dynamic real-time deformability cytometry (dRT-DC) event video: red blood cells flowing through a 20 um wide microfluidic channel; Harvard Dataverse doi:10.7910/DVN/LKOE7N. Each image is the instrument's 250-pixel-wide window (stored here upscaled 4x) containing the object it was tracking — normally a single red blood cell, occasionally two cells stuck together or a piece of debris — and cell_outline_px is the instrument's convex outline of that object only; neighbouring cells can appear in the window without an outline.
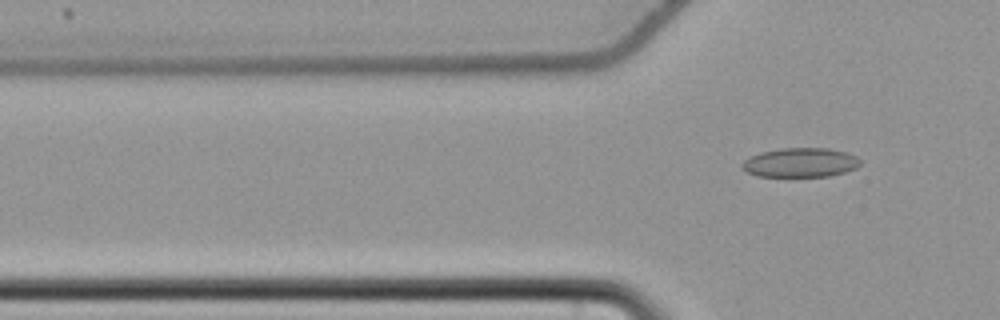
{"species": "common noctule bat (a hibernating species)", "species_latin": "Nyctalus noctula", "temperature_condition": "cold", "stored_images_in_passage": 17, "camera_frame_rate_fps": 3000, "um_per_image_px": 0.085, "animal": {"sex": "female", "body_mass_g": 22.7, "forearm_length_mm": 54.2}, "frame": {"image": 1, "passage_image": 17, "time_ms": 5.333, "image_size_px": [1000, 320], "cell_outline_px": [[860, 164], [856, 168], [844, 172], [828, 176], [756, 176], [740, 168], [740, 164], [744, 160], [760, 152], [780, 148], [828, 148], [848, 152], [856, 156], [860, 160]], "centroid_in_image_um": [68.02, 13.81], "position_along_channel_um": 57.8, "area_um2": 20.23}}